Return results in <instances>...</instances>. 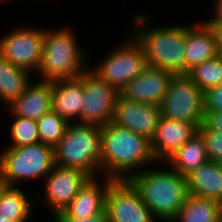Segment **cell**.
I'll return each mask as SVG.
<instances>
[{
    "label": "cell",
    "mask_w": 222,
    "mask_h": 222,
    "mask_svg": "<svg viewBox=\"0 0 222 222\" xmlns=\"http://www.w3.org/2000/svg\"><path fill=\"white\" fill-rule=\"evenodd\" d=\"M150 162L157 163L146 137L112 121L101 127V172L107 178L128 180Z\"/></svg>",
    "instance_id": "6da1fadb"
},
{
    "label": "cell",
    "mask_w": 222,
    "mask_h": 222,
    "mask_svg": "<svg viewBox=\"0 0 222 222\" xmlns=\"http://www.w3.org/2000/svg\"><path fill=\"white\" fill-rule=\"evenodd\" d=\"M165 169H150L147 166L131 176L128 181L157 219L172 222L189 192L185 176H181L170 167Z\"/></svg>",
    "instance_id": "7a4b0ae2"
},
{
    "label": "cell",
    "mask_w": 222,
    "mask_h": 222,
    "mask_svg": "<svg viewBox=\"0 0 222 222\" xmlns=\"http://www.w3.org/2000/svg\"><path fill=\"white\" fill-rule=\"evenodd\" d=\"M48 29L44 32L42 60L37 75L42 81L49 82L82 75L88 69L85 67L87 55L79 47L73 31L68 28Z\"/></svg>",
    "instance_id": "3957f363"
},
{
    "label": "cell",
    "mask_w": 222,
    "mask_h": 222,
    "mask_svg": "<svg viewBox=\"0 0 222 222\" xmlns=\"http://www.w3.org/2000/svg\"><path fill=\"white\" fill-rule=\"evenodd\" d=\"M55 165L75 168L95 178L101 171V126L72 122L54 147Z\"/></svg>",
    "instance_id": "277c9868"
},
{
    "label": "cell",
    "mask_w": 222,
    "mask_h": 222,
    "mask_svg": "<svg viewBox=\"0 0 222 222\" xmlns=\"http://www.w3.org/2000/svg\"><path fill=\"white\" fill-rule=\"evenodd\" d=\"M132 34L142 45L148 66L185 74V24L137 30Z\"/></svg>",
    "instance_id": "5b68a950"
},
{
    "label": "cell",
    "mask_w": 222,
    "mask_h": 222,
    "mask_svg": "<svg viewBox=\"0 0 222 222\" xmlns=\"http://www.w3.org/2000/svg\"><path fill=\"white\" fill-rule=\"evenodd\" d=\"M55 165L54 148L41 142L8 147L0 154V179L6 186L46 178ZM17 182V183H16Z\"/></svg>",
    "instance_id": "8992f818"
},
{
    "label": "cell",
    "mask_w": 222,
    "mask_h": 222,
    "mask_svg": "<svg viewBox=\"0 0 222 222\" xmlns=\"http://www.w3.org/2000/svg\"><path fill=\"white\" fill-rule=\"evenodd\" d=\"M160 112L165 118L187 122L199 128L205 121L204 92L187 74L173 75L160 104Z\"/></svg>",
    "instance_id": "52a82bcc"
},
{
    "label": "cell",
    "mask_w": 222,
    "mask_h": 222,
    "mask_svg": "<svg viewBox=\"0 0 222 222\" xmlns=\"http://www.w3.org/2000/svg\"><path fill=\"white\" fill-rule=\"evenodd\" d=\"M129 39L131 40L108 53L100 65L91 69L119 93L148 65L142 45L134 36Z\"/></svg>",
    "instance_id": "ba28073f"
},
{
    "label": "cell",
    "mask_w": 222,
    "mask_h": 222,
    "mask_svg": "<svg viewBox=\"0 0 222 222\" xmlns=\"http://www.w3.org/2000/svg\"><path fill=\"white\" fill-rule=\"evenodd\" d=\"M83 93L81 124L102 127L111 122L119 91L88 68L83 73Z\"/></svg>",
    "instance_id": "9c48e42d"
},
{
    "label": "cell",
    "mask_w": 222,
    "mask_h": 222,
    "mask_svg": "<svg viewBox=\"0 0 222 222\" xmlns=\"http://www.w3.org/2000/svg\"><path fill=\"white\" fill-rule=\"evenodd\" d=\"M25 27L16 28L0 38V53L14 66L38 72L45 30Z\"/></svg>",
    "instance_id": "30bf717a"
},
{
    "label": "cell",
    "mask_w": 222,
    "mask_h": 222,
    "mask_svg": "<svg viewBox=\"0 0 222 222\" xmlns=\"http://www.w3.org/2000/svg\"><path fill=\"white\" fill-rule=\"evenodd\" d=\"M105 209L109 222H157L128 180H114L109 185Z\"/></svg>",
    "instance_id": "8fae6325"
},
{
    "label": "cell",
    "mask_w": 222,
    "mask_h": 222,
    "mask_svg": "<svg viewBox=\"0 0 222 222\" xmlns=\"http://www.w3.org/2000/svg\"><path fill=\"white\" fill-rule=\"evenodd\" d=\"M91 177L82 170L54 165L46 176L44 196L53 217L64 211Z\"/></svg>",
    "instance_id": "7c38bea8"
},
{
    "label": "cell",
    "mask_w": 222,
    "mask_h": 222,
    "mask_svg": "<svg viewBox=\"0 0 222 222\" xmlns=\"http://www.w3.org/2000/svg\"><path fill=\"white\" fill-rule=\"evenodd\" d=\"M160 116V106L130 101L119 94L112 122L151 141Z\"/></svg>",
    "instance_id": "4fadbf2b"
},
{
    "label": "cell",
    "mask_w": 222,
    "mask_h": 222,
    "mask_svg": "<svg viewBox=\"0 0 222 222\" xmlns=\"http://www.w3.org/2000/svg\"><path fill=\"white\" fill-rule=\"evenodd\" d=\"M173 75L167 70L147 65L120 91V95L130 101L160 106Z\"/></svg>",
    "instance_id": "5bb4252c"
},
{
    "label": "cell",
    "mask_w": 222,
    "mask_h": 222,
    "mask_svg": "<svg viewBox=\"0 0 222 222\" xmlns=\"http://www.w3.org/2000/svg\"><path fill=\"white\" fill-rule=\"evenodd\" d=\"M196 132L198 128L193 124L160 116L155 135L150 141L151 152L157 164H164Z\"/></svg>",
    "instance_id": "9a60e30c"
},
{
    "label": "cell",
    "mask_w": 222,
    "mask_h": 222,
    "mask_svg": "<svg viewBox=\"0 0 222 222\" xmlns=\"http://www.w3.org/2000/svg\"><path fill=\"white\" fill-rule=\"evenodd\" d=\"M97 180L96 177L90 178L64 211L57 213L54 217L87 218L102 213L106 208V194L109 185L114 180L105 178L103 185H100L102 182Z\"/></svg>",
    "instance_id": "2e32d148"
},
{
    "label": "cell",
    "mask_w": 222,
    "mask_h": 222,
    "mask_svg": "<svg viewBox=\"0 0 222 222\" xmlns=\"http://www.w3.org/2000/svg\"><path fill=\"white\" fill-rule=\"evenodd\" d=\"M83 95V74L76 78L53 81L52 110L69 123H81Z\"/></svg>",
    "instance_id": "e0dca14e"
},
{
    "label": "cell",
    "mask_w": 222,
    "mask_h": 222,
    "mask_svg": "<svg viewBox=\"0 0 222 222\" xmlns=\"http://www.w3.org/2000/svg\"><path fill=\"white\" fill-rule=\"evenodd\" d=\"M217 55L213 32L205 22L185 26V74Z\"/></svg>",
    "instance_id": "ac0fdd59"
},
{
    "label": "cell",
    "mask_w": 222,
    "mask_h": 222,
    "mask_svg": "<svg viewBox=\"0 0 222 222\" xmlns=\"http://www.w3.org/2000/svg\"><path fill=\"white\" fill-rule=\"evenodd\" d=\"M7 107L12 116L37 121L52 110V82L41 80L33 85L30 83L23 94Z\"/></svg>",
    "instance_id": "d6986e66"
},
{
    "label": "cell",
    "mask_w": 222,
    "mask_h": 222,
    "mask_svg": "<svg viewBox=\"0 0 222 222\" xmlns=\"http://www.w3.org/2000/svg\"><path fill=\"white\" fill-rule=\"evenodd\" d=\"M190 195L222 204V171L216 161L208 160L186 176Z\"/></svg>",
    "instance_id": "ffe728a7"
},
{
    "label": "cell",
    "mask_w": 222,
    "mask_h": 222,
    "mask_svg": "<svg viewBox=\"0 0 222 222\" xmlns=\"http://www.w3.org/2000/svg\"><path fill=\"white\" fill-rule=\"evenodd\" d=\"M208 160L204 139L199 132H196L190 140L165 162L168 167L186 177Z\"/></svg>",
    "instance_id": "44dd1931"
},
{
    "label": "cell",
    "mask_w": 222,
    "mask_h": 222,
    "mask_svg": "<svg viewBox=\"0 0 222 222\" xmlns=\"http://www.w3.org/2000/svg\"><path fill=\"white\" fill-rule=\"evenodd\" d=\"M28 70L14 66L0 53V100L10 106L32 83Z\"/></svg>",
    "instance_id": "7402d4cb"
},
{
    "label": "cell",
    "mask_w": 222,
    "mask_h": 222,
    "mask_svg": "<svg viewBox=\"0 0 222 222\" xmlns=\"http://www.w3.org/2000/svg\"><path fill=\"white\" fill-rule=\"evenodd\" d=\"M221 220L222 204L189 194L172 222H221Z\"/></svg>",
    "instance_id": "603a6c76"
},
{
    "label": "cell",
    "mask_w": 222,
    "mask_h": 222,
    "mask_svg": "<svg viewBox=\"0 0 222 222\" xmlns=\"http://www.w3.org/2000/svg\"><path fill=\"white\" fill-rule=\"evenodd\" d=\"M32 204L17 185L5 186L0 194V215L12 222H27L31 216Z\"/></svg>",
    "instance_id": "cb8c5ba5"
},
{
    "label": "cell",
    "mask_w": 222,
    "mask_h": 222,
    "mask_svg": "<svg viewBox=\"0 0 222 222\" xmlns=\"http://www.w3.org/2000/svg\"><path fill=\"white\" fill-rule=\"evenodd\" d=\"M187 75L203 91H207L222 84V57L203 61L191 69Z\"/></svg>",
    "instance_id": "d4e9b609"
},
{
    "label": "cell",
    "mask_w": 222,
    "mask_h": 222,
    "mask_svg": "<svg viewBox=\"0 0 222 222\" xmlns=\"http://www.w3.org/2000/svg\"><path fill=\"white\" fill-rule=\"evenodd\" d=\"M69 124L53 110L45 113L37 120L40 142L54 148L65 135Z\"/></svg>",
    "instance_id": "484cf974"
},
{
    "label": "cell",
    "mask_w": 222,
    "mask_h": 222,
    "mask_svg": "<svg viewBox=\"0 0 222 222\" xmlns=\"http://www.w3.org/2000/svg\"><path fill=\"white\" fill-rule=\"evenodd\" d=\"M11 117L13 122L9 130L13 142L9 147H22L40 142L37 121L19 116Z\"/></svg>",
    "instance_id": "4316f807"
},
{
    "label": "cell",
    "mask_w": 222,
    "mask_h": 222,
    "mask_svg": "<svg viewBox=\"0 0 222 222\" xmlns=\"http://www.w3.org/2000/svg\"><path fill=\"white\" fill-rule=\"evenodd\" d=\"M198 132L204 139L207 158L216 162L222 159V132L210 129L205 123L198 128Z\"/></svg>",
    "instance_id": "83f0119b"
},
{
    "label": "cell",
    "mask_w": 222,
    "mask_h": 222,
    "mask_svg": "<svg viewBox=\"0 0 222 222\" xmlns=\"http://www.w3.org/2000/svg\"><path fill=\"white\" fill-rule=\"evenodd\" d=\"M205 111H222V84L204 92Z\"/></svg>",
    "instance_id": "f1b7e54d"
},
{
    "label": "cell",
    "mask_w": 222,
    "mask_h": 222,
    "mask_svg": "<svg viewBox=\"0 0 222 222\" xmlns=\"http://www.w3.org/2000/svg\"><path fill=\"white\" fill-rule=\"evenodd\" d=\"M54 222H109V221L105 209L102 213L87 218L54 217Z\"/></svg>",
    "instance_id": "f546056e"
},
{
    "label": "cell",
    "mask_w": 222,
    "mask_h": 222,
    "mask_svg": "<svg viewBox=\"0 0 222 222\" xmlns=\"http://www.w3.org/2000/svg\"><path fill=\"white\" fill-rule=\"evenodd\" d=\"M204 123L210 129L222 132V111H205Z\"/></svg>",
    "instance_id": "4dcf8cb0"
},
{
    "label": "cell",
    "mask_w": 222,
    "mask_h": 222,
    "mask_svg": "<svg viewBox=\"0 0 222 222\" xmlns=\"http://www.w3.org/2000/svg\"><path fill=\"white\" fill-rule=\"evenodd\" d=\"M213 32L218 54H222V23H206Z\"/></svg>",
    "instance_id": "1f68e13d"
},
{
    "label": "cell",
    "mask_w": 222,
    "mask_h": 222,
    "mask_svg": "<svg viewBox=\"0 0 222 222\" xmlns=\"http://www.w3.org/2000/svg\"><path fill=\"white\" fill-rule=\"evenodd\" d=\"M215 1V15L213 18H209V20H205V23H222V0H214Z\"/></svg>",
    "instance_id": "d6a6232c"
},
{
    "label": "cell",
    "mask_w": 222,
    "mask_h": 222,
    "mask_svg": "<svg viewBox=\"0 0 222 222\" xmlns=\"http://www.w3.org/2000/svg\"><path fill=\"white\" fill-rule=\"evenodd\" d=\"M0 222H12V221L6 219L3 215H0Z\"/></svg>",
    "instance_id": "836d02e7"
},
{
    "label": "cell",
    "mask_w": 222,
    "mask_h": 222,
    "mask_svg": "<svg viewBox=\"0 0 222 222\" xmlns=\"http://www.w3.org/2000/svg\"><path fill=\"white\" fill-rule=\"evenodd\" d=\"M5 186H6L5 183L2 182L1 179H0V194H1V192H2V189H3Z\"/></svg>",
    "instance_id": "e575fe53"
},
{
    "label": "cell",
    "mask_w": 222,
    "mask_h": 222,
    "mask_svg": "<svg viewBox=\"0 0 222 222\" xmlns=\"http://www.w3.org/2000/svg\"><path fill=\"white\" fill-rule=\"evenodd\" d=\"M218 162V164H219V166H220V168H221V171H222V159H220L219 161H217Z\"/></svg>",
    "instance_id": "d590c367"
},
{
    "label": "cell",
    "mask_w": 222,
    "mask_h": 222,
    "mask_svg": "<svg viewBox=\"0 0 222 222\" xmlns=\"http://www.w3.org/2000/svg\"><path fill=\"white\" fill-rule=\"evenodd\" d=\"M8 1H10V0H0V3H2V2H3V3H4V2L7 3ZM11 1H12V0H11Z\"/></svg>",
    "instance_id": "8d00e7d4"
}]
</instances>
